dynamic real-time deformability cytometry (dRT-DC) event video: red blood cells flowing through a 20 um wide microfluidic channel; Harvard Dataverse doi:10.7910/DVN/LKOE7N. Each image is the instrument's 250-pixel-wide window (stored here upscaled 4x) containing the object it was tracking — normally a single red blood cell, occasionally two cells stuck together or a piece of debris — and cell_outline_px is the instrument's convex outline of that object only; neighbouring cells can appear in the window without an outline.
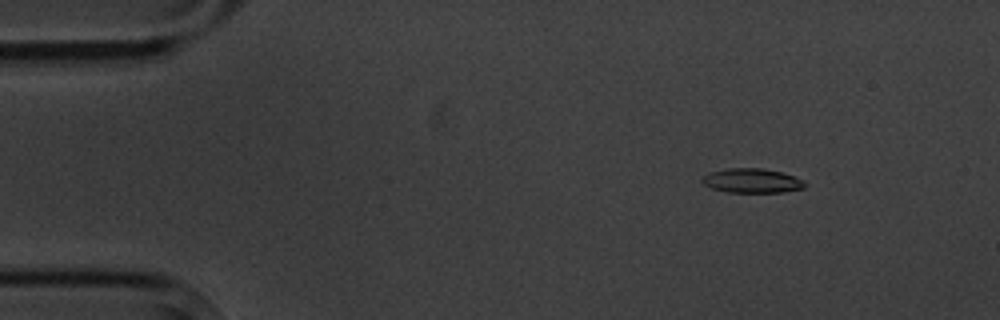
{"species": "common noctule bat (a hibernating species)", "species_latin": "Nyctalus noctula", "temperature_condition": "cold", "stored_images_in_passage": 5, "camera_frame_rate_fps": 3000, "um_per_image_px": 0.085, "animal": {"sex": "male", "body_mass_g": 20.1, "forearm_length_mm": 53.5}, "frame": {"image": 1, "passage_image": 2, "time_ms": 1.0, "image_size_px": [1000, 320], "cell_outline_px": [[808, 184], [804, 188], [784, 192], [728, 192], [712, 188], [704, 184], [700, 180], [704, 176], [712, 172], [728, 168], [760, 168], [780, 172], [804, 180]], "centroid_in_image_um": [63.95, 15.37], "position_along_channel_um": 21.1, "area_um2": 14.45}}
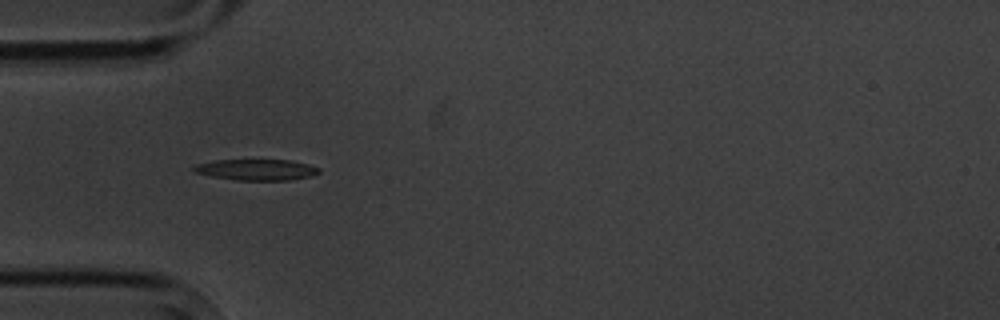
{"frame": {"image": 2, "passage_image": 4, "time_ms": 4.333, "image_size_px": [1000, 320], "cell_outline_px": [[320, 172], [312, 176], [288, 180], [236, 180], [212, 176], [196, 172], [192, 168], [196, 164], [216, 160], [292, 160], [308, 164], [320, 168]], "centroid_in_image_um": [21.84, 14.42], "position_along_channel_um": 63.2, "area_um2": 15.26}}
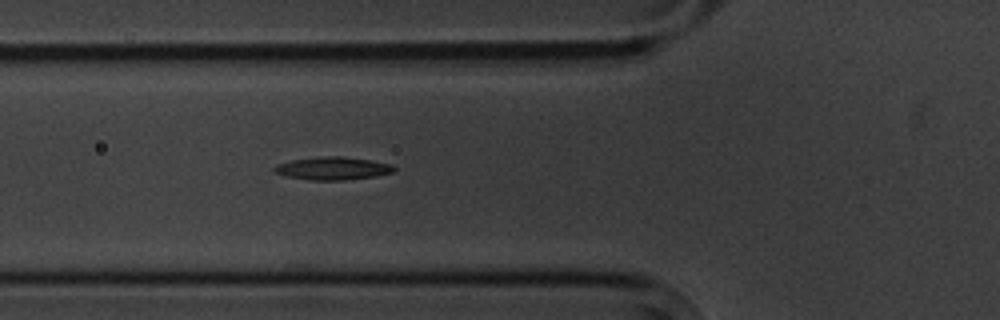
{"frame": {"image": 3, "passage_image": 5, "time_ms": 5.333, "image_size_px": [1000, 320], "cell_outline_px": [[396, 168], [392, 172], [376, 176], [344, 180], [312, 180], [284, 176], [276, 172], [272, 168], [276, 164], [292, 160], [320, 156], [340, 156], [368, 160], [392, 164]], "centroid_in_image_um": [28.26, 14.31], "position_along_channel_um": 97.5, "area_um2": 15.9}}